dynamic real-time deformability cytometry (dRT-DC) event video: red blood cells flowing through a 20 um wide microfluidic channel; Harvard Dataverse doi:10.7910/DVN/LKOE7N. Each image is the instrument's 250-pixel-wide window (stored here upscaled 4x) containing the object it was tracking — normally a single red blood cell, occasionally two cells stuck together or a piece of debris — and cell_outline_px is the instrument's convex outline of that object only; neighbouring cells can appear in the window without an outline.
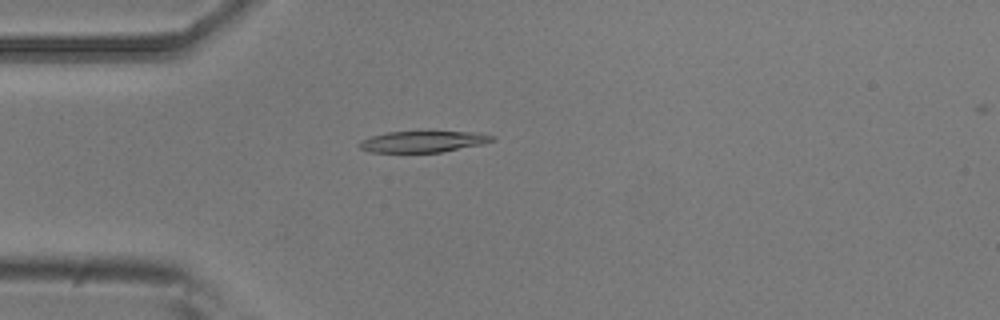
{"species": "common noctule bat (a hibernating species)", "species_latin": "Nyctalus noctula", "temperature_condition": "room temperature", "stored_images_in_passage": 4, "camera_frame_rate_fps": 3000, "um_per_image_px": 0.085, "animal": {"sex": "male", "body_mass_g": 20.5, "forearm_length_mm": 52.5}, "frame": {"image": 1, "passage_image": 4, "time_ms": 1.0, "image_size_px": [1000, 320], "cell_outline_px": [[496, 140], [484, 144], [440, 152], [372, 152], [360, 148], [360, 140], [372, 136], [388, 132], [480, 132], [496, 136]], "centroid_in_image_um": [36.04, 12.03], "position_along_channel_um": 49.0, "area_um2": 16.36}}